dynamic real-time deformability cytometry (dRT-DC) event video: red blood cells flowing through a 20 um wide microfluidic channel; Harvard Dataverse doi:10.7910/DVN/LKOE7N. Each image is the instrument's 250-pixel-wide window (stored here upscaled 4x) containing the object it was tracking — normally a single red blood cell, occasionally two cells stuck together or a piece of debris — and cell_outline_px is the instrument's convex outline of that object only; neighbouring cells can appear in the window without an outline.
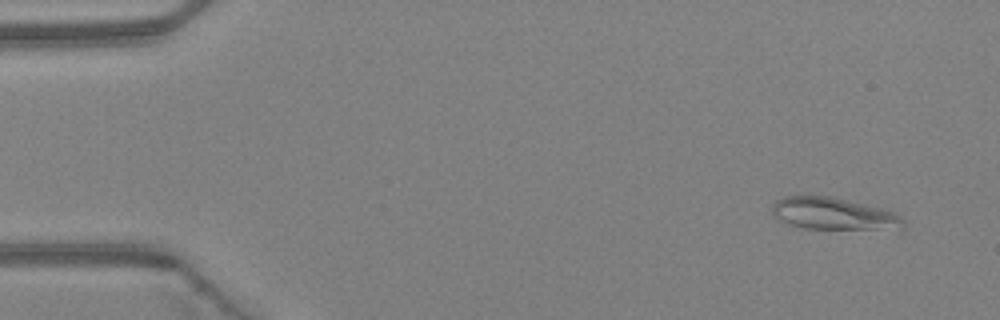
{"species": "Egyptian fruit bat (a non-hibernating species)", "species_latin": "Rousettus aegyptiacus", "temperature_condition": "warm", "stored_images_in_passage": 3, "camera_frame_rate_fps": 3000, "um_per_image_px": 0.085, "animal": {"sex": "female"}, "frame": {"image": 1, "passage_image": 1, "time_ms": 0.0, "image_size_px": [1000, 320], "cell_outline_px": [[904, 228], [804, 228], [788, 224], [780, 220], [772, 212], [772, 204], [776, 200], [784, 196], [832, 196], [880, 208], [892, 212], [900, 216], [904, 220]], "centroid_in_image_um": [70.79, 18.15], "position_along_channel_um": 14.2, "area_um2": 23.99}}